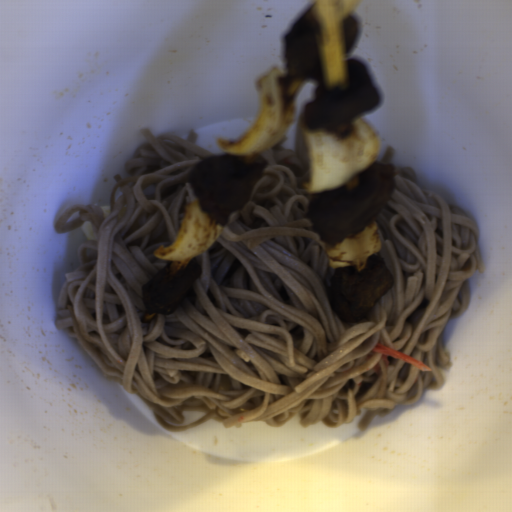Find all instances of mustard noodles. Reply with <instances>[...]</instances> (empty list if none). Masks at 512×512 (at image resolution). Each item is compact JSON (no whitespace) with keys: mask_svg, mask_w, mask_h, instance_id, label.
Wrapping results in <instances>:
<instances>
[{"mask_svg":"<svg viewBox=\"0 0 512 512\" xmlns=\"http://www.w3.org/2000/svg\"><path fill=\"white\" fill-rule=\"evenodd\" d=\"M145 138L114 175L110 215L76 204L56 233L90 222L96 239L79 245V267L63 275L55 320L103 375L139 396L156 424L177 433L218 421L337 429L416 404L444 385L442 333L470 305L468 283L485 274L479 236L466 212L423 188L414 168H394L395 188L372 220L391 289L356 323L340 320L329 295L339 267L306 216L310 166L300 124L295 148L282 139L259 153L266 164L247 204L216 242L195 257L200 276L173 314H150L143 286L169 261L155 256L179 235L197 200L193 167L215 156L173 134ZM383 344L431 371L371 349ZM372 355L366 361V355ZM381 364V376L373 366Z\"/></svg>","mask_w":512,"mask_h":512,"instance_id":"obj_1","label":"mustard noodles"},{"mask_svg":"<svg viewBox=\"0 0 512 512\" xmlns=\"http://www.w3.org/2000/svg\"><path fill=\"white\" fill-rule=\"evenodd\" d=\"M394 151L395 149L393 146H388L386 152L384 153L383 157L379 162H388L390 164L391 161L393 160Z\"/></svg>","mask_w":512,"mask_h":512,"instance_id":"obj_2","label":"mustard noodles"}]
</instances>
